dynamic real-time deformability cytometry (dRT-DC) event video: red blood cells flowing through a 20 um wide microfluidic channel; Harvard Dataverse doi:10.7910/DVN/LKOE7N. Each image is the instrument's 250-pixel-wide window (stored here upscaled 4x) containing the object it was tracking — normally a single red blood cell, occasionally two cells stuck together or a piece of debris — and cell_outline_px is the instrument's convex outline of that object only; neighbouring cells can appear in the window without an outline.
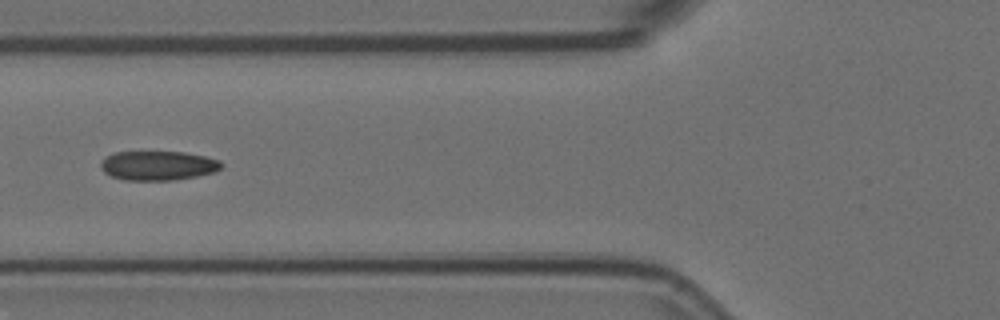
{"species": "Egyptian fruit bat (a non-hibernating species)", "species_latin": "Rousettus aegyptiacus", "temperature_condition": "room temperature", "stored_images_in_passage": 57, "camera_frame_rate_fps": 3000, "um_per_image_px": 0.085, "animal": {"sex": "female"}, "frame": {"image": 1, "passage_image": 22, "time_ms": 7.0, "image_size_px": [1000, 320], "cell_outline_px": [[224, 164], [216, 172], [196, 176], [172, 180], [124, 180], [112, 176], [104, 172], [100, 168], [100, 164], [104, 156], [116, 152], [184, 152], [204, 156], [220, 160]], "centroid_in_image_um": [13.42, 14.07], "position_along_channel_um": 112.4, "area_um2": 20.69}}
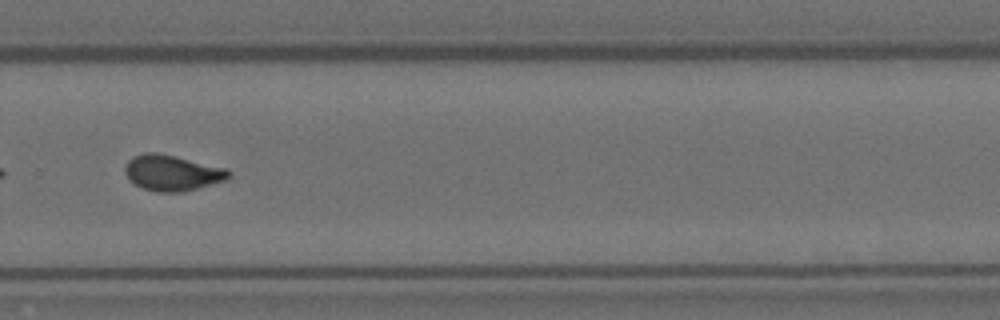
{"frame": {"image": 2, "passage_image": 39, "time_ms": 12.667, "image_size_px": [1000, 320], "cell_outline_px": [[232, 176], [228, 180], [180, 192], [156, 192], [140, 188], [128, 180], [124, 172], [124, 168], [128, 160], [132, 156], [144, 152], [156, 152], [228, 168], [232, 172]], "centroid_in_image_um": [14.63, 14.69], "position_along_channel_um": 315.2, "area_um2": 21.96}}
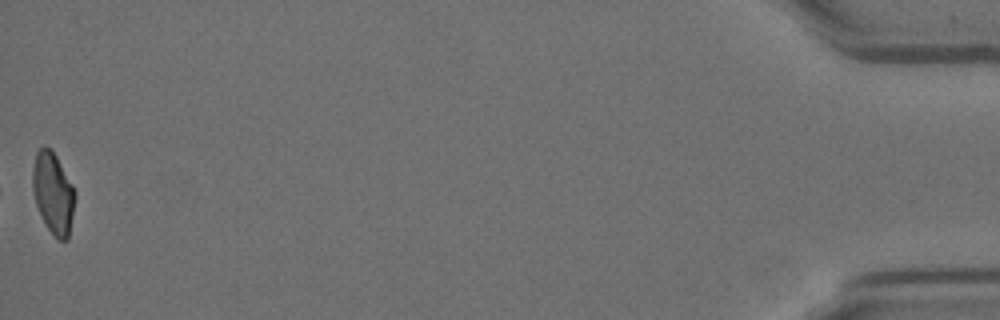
{"frame": {"image": 3, "passage_image": 57, "time_ms": 18.667, "image_size_px": [1000, 320], "cell_outline_px": [[76, 196], [68, 240], [56, 240], [48, 228], [36, 204], [32, 188], [32, 168], [36, 152], [44, 144], [52, 148], [72, 184], [76, 192]], "centroid_in_image_um": [4.52, 16.38], "position_along_channel_um": 430.7, "area_um2": 20.29}, "authors_computed_cell_mechanics": {"area_um2": 20.9814, "velocity_mm_per_s": 3.5899, "shape_relaxation_time_tau1_ms": null, "shape_relaxation_time_tau2_ms": 1.6167, "deformation_change_tau1": null, "deformation_change_tau2": 0.0799}}